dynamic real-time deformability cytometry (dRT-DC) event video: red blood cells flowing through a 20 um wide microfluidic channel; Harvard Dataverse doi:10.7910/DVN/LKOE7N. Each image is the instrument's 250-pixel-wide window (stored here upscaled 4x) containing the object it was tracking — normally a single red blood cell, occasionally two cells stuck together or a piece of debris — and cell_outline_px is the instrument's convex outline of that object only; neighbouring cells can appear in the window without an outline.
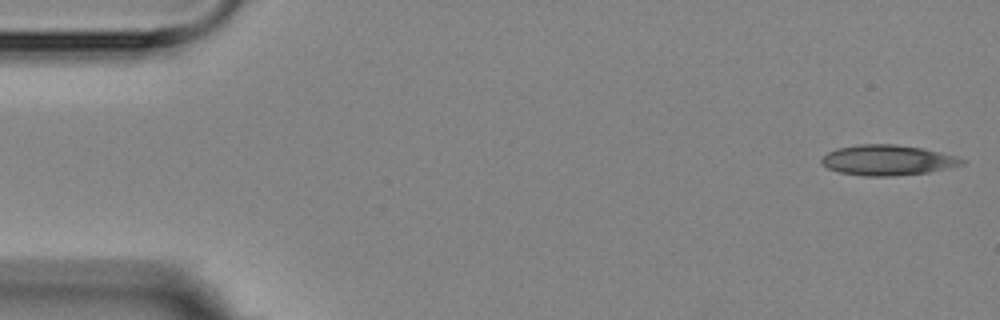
{"species": "Egyptian fruit bat (a non-hibernating species)", "species_latin": "Rousettus aegyptiacus", "temperature_condition": "room temperature", "stored_images_in_passage": 4, "camera_frame_rate_fps": 3000, "um_per_image_px": 0.085, "animal": {"sex": "female"}, "frame": {"image": 1, "passage_image": 1, "time_ms": 0.0, "image_size_px": [1000, 320], "cell_outline_px": [[968, 160], [964, 164], [952, 168], [928, 172], [896, 176], [864, 176], [840, 172], [828, 168], [820, 160], [828, 152], [836, 148], [860, 144], [896, 144], [924, 148], [956, 156]], "centroid_in_image_um": [75.51, 13.61], "position_along_channel_um": 9.5, "area_um2": 25.03}}
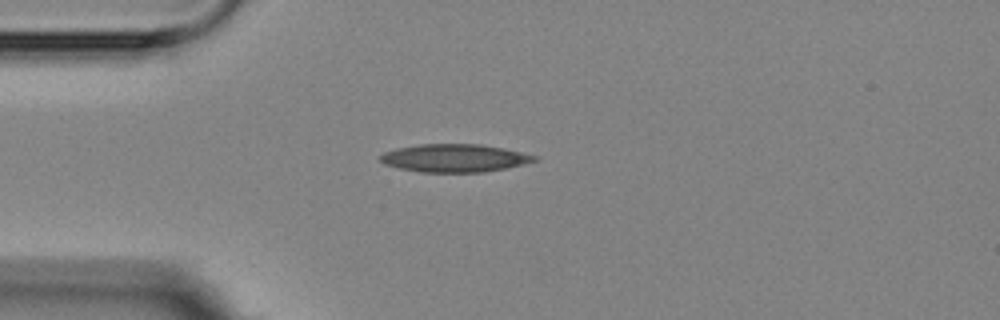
{"frame": {"image": 2, "passage_image": 4, "time_ms": 4.0, "image_size_px": [1000, 320], "cell_outline_px": [[540, 160], [504, 168], [484, 172], [420, 172], [400, 168], [384, 164], [380, 160], [380, 156], [384, 152], [396, 148], [420, 144], [480, 144], [504, 148], [536, 156]], "centroid_in_image_um": [38.62, 13.43], "position_along_channel_um": 46.4, "area_um2": 24.97}}